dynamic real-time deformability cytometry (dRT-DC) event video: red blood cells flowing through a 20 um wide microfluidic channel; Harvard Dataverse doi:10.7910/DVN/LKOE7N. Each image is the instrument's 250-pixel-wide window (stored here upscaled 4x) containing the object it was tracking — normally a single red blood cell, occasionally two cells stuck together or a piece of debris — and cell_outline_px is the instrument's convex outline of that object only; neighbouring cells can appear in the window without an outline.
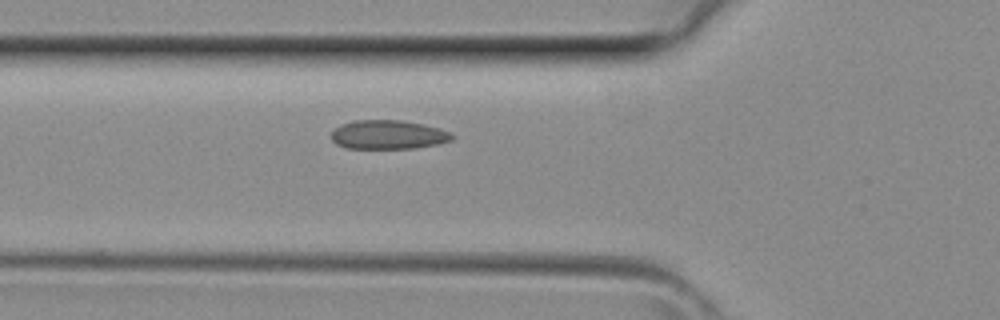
{"species": "common noctule bat (a hibernating species)", "species_latin": "Nyctalus noctula", "temperature_condition": "room temperature", "stored_images_in_passage": 5, "camera_frame_rate_fps": 3000, "um_per_image_px": 0.085, "animal": {"sex": "female", "body_mass_g": 29.2, "forearm_length_mm": 56.3}, "frame": {"image": 1, "passage_image": 5, "time_ms": 1.333, "image_size_px": [1000, 320], "cell_outline_px": [[456, 136], [452, 140], [436, 144], [416, 148], [344, 148], [336, 144], [332, 140], [332, 132], [340, 124], [352, 120], [400, 120], [424, 124], [440, 128], [452, 132]], "centroid_in_image_um": [33.02, 11.44], "position_along_channel_um": 92.8, "area_um2": 20.58}}